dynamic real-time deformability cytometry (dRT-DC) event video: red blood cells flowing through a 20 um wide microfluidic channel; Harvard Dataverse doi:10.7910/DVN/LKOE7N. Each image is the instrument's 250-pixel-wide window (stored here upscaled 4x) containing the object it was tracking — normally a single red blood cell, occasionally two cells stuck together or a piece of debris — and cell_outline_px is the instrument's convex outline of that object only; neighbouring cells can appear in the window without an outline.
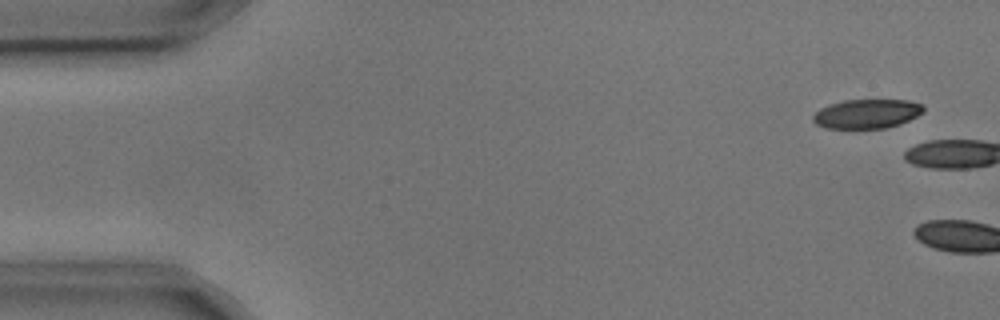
{"species": "common noctule bat (a hibernating species)", "species_latin": "Nyctalus noctula", "temperature_condition": "cold", "stored_images_in_passage": 6, "camera_frame_rate_fps": 3000, "um_per_image_px": 0.085, "animal": {"sex": "male", "body_mass_g": 17.9, "forearm_length_mm": 54.2}, "frame": {"image": 1, "passage_image": 1, "time_ms": 0.0, "image_size_px": [1000, 320], "cell_outline_px": [[924, 112], [900, 124], [888, 128], [824, 128], [816, 124], [812, 120], [812, 116], [820, 108], [828, 104], [844, 100], [908, 100], [924, 104]], "centroid_in_image_um": [73.68, 9.67], "position_along_channel_um": 11.3, "area_um2": 18.96}}